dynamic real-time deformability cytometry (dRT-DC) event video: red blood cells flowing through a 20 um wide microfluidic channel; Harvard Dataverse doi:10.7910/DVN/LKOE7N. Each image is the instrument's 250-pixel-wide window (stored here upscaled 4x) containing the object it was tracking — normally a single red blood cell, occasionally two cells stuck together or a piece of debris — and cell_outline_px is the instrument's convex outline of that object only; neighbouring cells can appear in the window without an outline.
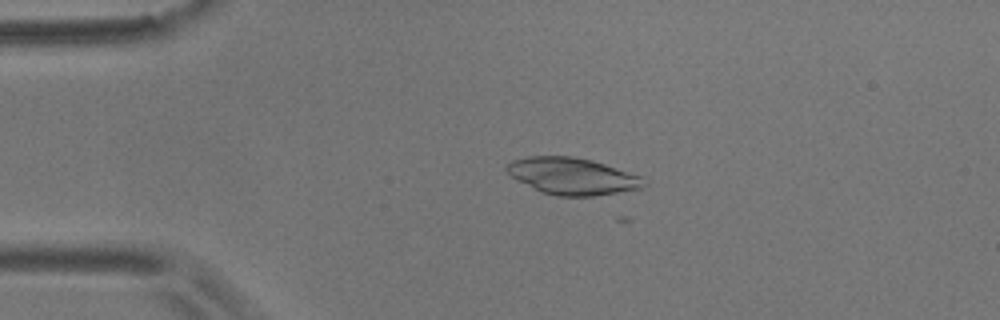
{"species": "common noctule bat (a hibernating species)", "species_latin": "Nyctalus noctula", "temperature_condition": "room temperature", "stored_images_in_passage": 3, "camera_frame_rate_fps": 3000, "um_per_image_px": 0.085, "animal": {"sex": "male", "body_mass_g": 17.9}, "frame": {"image": 1, "passage_image": 1, "time_ms": 0.0, "image_size_px": [1000, 320], "cell_outline_px": [[648, 184], [644, 188], [592, 196], [556, 196], [540, 192], [516, 180], [504, 168], [512, 160], [528, 156], [572, 156], [592, 160], [644, 176]], "centroid_in_image_um": [48.68, 14.97], "position_along_channel_um": 36.3, "area_um2": 29.77}}